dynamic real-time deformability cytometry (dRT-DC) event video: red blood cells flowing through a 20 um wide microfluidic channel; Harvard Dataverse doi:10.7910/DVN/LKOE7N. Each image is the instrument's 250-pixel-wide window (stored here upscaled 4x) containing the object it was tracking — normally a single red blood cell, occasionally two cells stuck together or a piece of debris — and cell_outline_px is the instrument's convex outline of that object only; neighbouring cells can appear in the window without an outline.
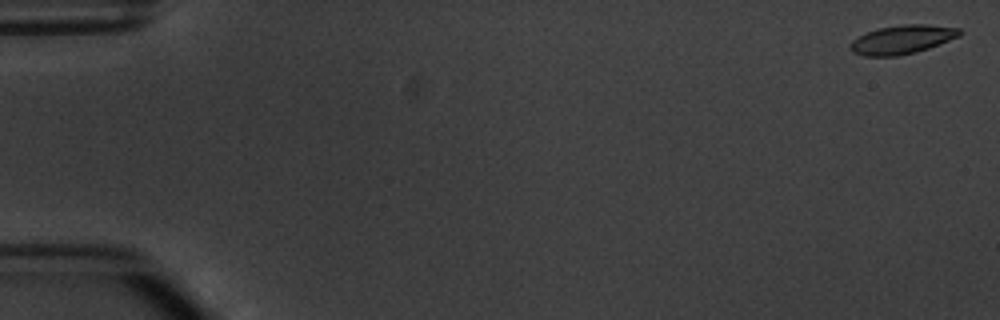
{"species": "common noctule bat (a hibernating species)", "species_latin": "Nyctalus noctula", "temperature_condition": "warm", "stored_images_in_passage": 5, "camera_frame_rate_fps": 3000, "um_per_image_px": 0.085, "animal": {"sex": "male", "body_mass_g": 20.1, "forearm_length_mm": 53.5}, "frame": {"image": 1, "passage_image": 1, "time_ms": 0.0, "image_size_px": [1000, 320], "cell_outline_px": [[964, 32], [960, 36], [940, 44], [916, 52], [896, 56], [864, 56], [852, 52], [852, 40], [868, 32], [880, 28], [904, 24], [924, 24], [960, 28]], "centroid_in_image_um": [76.75, 3.36], "position_along_channel_um": 8.3, "area_um2": 18.15}}